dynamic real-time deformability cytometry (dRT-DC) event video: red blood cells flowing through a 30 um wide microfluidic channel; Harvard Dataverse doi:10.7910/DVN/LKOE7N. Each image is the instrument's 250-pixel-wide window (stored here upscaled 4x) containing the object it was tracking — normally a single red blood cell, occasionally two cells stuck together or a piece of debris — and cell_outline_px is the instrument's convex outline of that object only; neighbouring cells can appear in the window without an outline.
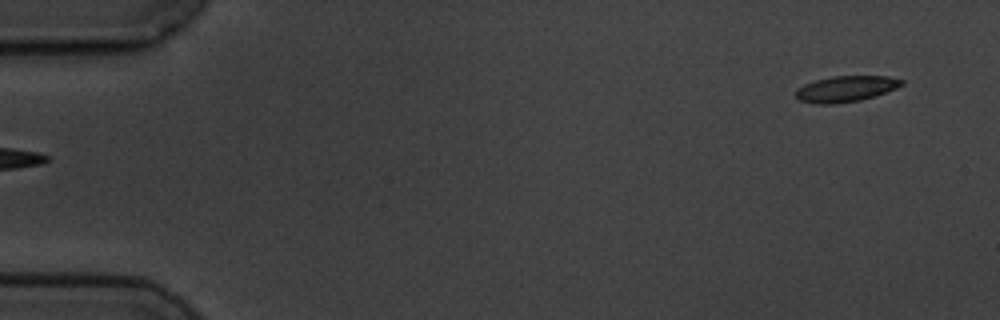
{"species": "common noctule bat (a hibernating species)", "species_latin": "Nyctalus noctula", "temperature_condition": "cold", "stored_images_in_passage": 6, "segment_of_instrument_passage": [2, 2], "camera_frame_rate_fps": 3000, "um_per_image_px": 0.085, "animal": {"sex": "male", "body_mass_g": 19.5, "forearm_length_mm": 54.6}, "frame": {"image": 1, "passage_image": 6, "time_ms": 5.667, "image_size_px": [1000, 320], "cell_outline_px": [[904, 84], [896, 88], [876, 96], [860, 100], [832, 104], [816, 104], [800, 100], [796, 96], [796, 88], [804, 84], [816, 80], [832, 76], [888, 76], [904, 80]], "centroid_in_image_um": [71.91, 7.55], "position_along_channel_um": 13.1, "area_um2": 16.01}}